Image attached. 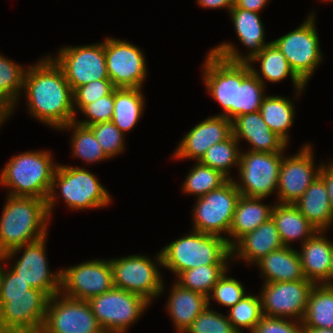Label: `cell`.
<instances>
[{
    "label": "cell",
    "mask_w": 333,
    "mask_h": 333,
    "mask_svg": "<svg viewBox=\"0 0 333 333\" xmlns=\"http://www.w3.org/2000/svg\"><path fill=\"white\" fill-rule=\"evenodd\" d=\"M24 88L29 112L37 119L58 129L75 121L73 91L53 58L29 66Z\"/></svg>",
    "instance_id": "obj_1"
},
{
    "label": "cell",
    "mask_w": 333,
    "mask_h": 333,
    "mask_svg": "<svg viewBox=\"0 0 333 333\" xmlns=\"http://www.w3.org/2000/svg\"><path fill=\"white\" fill-rule=\"evenodd\" d=\"M49 217L45 199L9 195L0 219V253L9 259L46 237Z\"/></svg>",
    "instance_id": "obj_2"
},
{
    "label": "cell",
    "mask_w": 333,
    "mask_h": 333,
    "mask_svg": "<svg viewBox=\"0 0 333 333\" xmlns=\"http://www.w3.org/2000/svg\"><path fill=\"white\" fill-rule=\"evenodd\" d=\"M232 241L193 230L192 234L163 248L157 255V261L177 276L183 271L202 265H226L225 261L232 255L231 247L236 244Z\"/></svg>",
    "instance_id": "obj_3"
},
{
    "label": "cell",
    "mask_w": 333,
    "mask_h": 333,
    "mask_svg": "<svg viewBox=\"0 0 333 333\" xmlns=\"http://www.w3.org/2000/svg\"><path fill=\"white\" fill-rule=\"evenodd\" d=\"M51 159L45 151L13 156L0 175V183L13 189L9 195L47 200L57 168Z\"/></svg>",
    "instance_id": "obj_4"
},
{
    "label": "cell",
    "mask_w": 333,
    "mask_h": 333,
    "mask_svg": "<svg viewBox=\"0 0 333 333\" xmlns=\"http://www.w3.org/2000/svg\"><path fill=\"white\" fill-rule=\"evenodd\" d=\"M57 181V182H56ZM59 187L61 194L70 208L87 209L106 206L110 201L107 190L98 179L84 168L57 165L52 179V186L46 200L50 216L54 206L55 187Z\"/></svg>",
    "instance_id": "obj_5"
},
{
    "label": "cell",
    "mask_w": 333,
    "mask_h": 333,
    "mask_svg": "<svg viewBox=\"0 0 333 333\" xmlns=\"http://www.w3.org/2000/svg\"><path fill=\"white\" fill-rule=\"evenodd\" d=\"M49 299L36 288L29 294L0 295V333H40Z\"/></svg>",
    "instance_id": "obj_6"
},
{
    "label": "cell",
    "mask_w": 333,
    "mask_h": 333,
    "mask_svg": "<svg viewBox=\"0 0 333 333\" xmlns=\"http://www.w3.org/2000/svg\"><path fill=\"white\" fill-rule=\"evenodd\" d=\"M88 302L105 333H124L150 303L141 295L115 287Z\"/></svg>",
    "instance_id": "obj_7"
},
{
    "label": "cell",
    "mask_w": 333,
    "mask_h": 333,
    "mask_svg": "<svg viewBox=\"0 0 333 333\" xmlns=\"http://www.w3.org/2000/svg\"><path fill=\"white\" fill-rule=\"evenodd\" d=\"M240 196L231 178L221 187L199 197L193 215L194 231L217 236L222 231L229 234Z\"/></svg>",
    "instance_id": "obj_8"
},
{
    "label": "cell",
    "mask_w": 333,
    "mask_h": 333,
    "mask_svg": "<svg viewBox=\"0 0 333 333\" xmlns=\"http://www.w3.org/2000/svg\"><path fill=\"white\" fill-rule=\"evenodd\" d=\"M282 154L255 151L240 154L239 175L243 183L235 184L241 195L265 198L272 194L278 186Z\"/></svg>",
    "instance_id": "obj_9"
},
{
    "label": "cell",
    "mask_w": 333,
    "mask_h": 333,
    "mask_svg": "<svg viewBox=\"0 0 333 333\" xmlns=\"http://www.w3.org/2000/svg\"><path fill=\"white\" fill-rule=\"evenodd\" d=\"M59 296L60 293L50 297L40 333H105L88 301L62 295L58 302Z\"/></svg>",
    "instance_id": "obj_10"
},
{
    "label": "cell",
    "mask_w": 333,
    "mask_h": 333,
    "mask_svg": "<svg viewBox=\"0 0 333 333\" xmlns=\"http://www.w3.org/2000/svg\"><path fill=\"white\" fill-rule=\"evenodd\" d=\"M313 17L309 16L299 28L272 41L305 84L322 58Z\"/></svg>",
    "instance_id": "obj_11"
},
{
    "label": "cell",
    "mask_w": 333,
    "mask_h": 333,
    "mask_svg": "<svg viewBox=\"0 0 333 333\" xmlns=\"http://www.w3.org/2000/svg\"><path fill=\"white\" fill-rule=\"evenodd\" d=\"M62 69L72 91L95 80L109 79L102 44L63 48L53 59Z\"/></svg>",
    "instance_id": "obj_12"
},
{
    "label": "cell",
    "mask_w": 333,
    "mask_h": 333,
    "mask_svg": "<svg viewBox=\"0 0 333 333\" xmlns=\"http://www.w3.org/2000/svg\"><path fill=\"white\" fill-rule=\"evenodd\" d=\"M151 261L140 255L111 259L114 287L141 295L150 302L163 290L157 266Z\"/></svg>",
    "instance_id": "obj_13"
},
{
    "label": "cell",
    "mask_w": 333,
    "mask_h": 333,
    "mask_svg": "<svg viewBox=\"0 0 333 333\" xmlns=\"http://www.w3.org/2000/svg\"><path fill=\"white\" fill-rule=\"evenodd\" d=\"M60 272L61 289L66 290L62 295L71 299L88 301L114 287L109 260L88 261Z\"/></svg>",
    "instance_id": "obj_14"
},
{
    "label": "cell",
    "mask_w": 333,
    "mask_h": 333,
    "mask_svg": "<svg viewBox=\"0 0 333 333\" xmlns=\"http://www.w3.org/2000/svg\"><path fill=\"white\" fill-rule=\"evenodd\" d=\"M144 58L140 49L128 42L105 40L107 72L116 88H141L147 70Z\"/></svg>",
    "instance_id": "obj_15"
},
{
    "label": "cell",
    "mask_w": 333,
    "mask_h": 333,
    "mask_svg": "<svg viewBox=\"0 0 333 333\" xmlns=\"http://www.w3.org/2000/svg\"><path fill=\"white\" fill-rule=\"evenodd\" d=\"M313 286L307 279L265 283L260 297L263 315L278 318L298 316L302 321Z\"/></svg>",
    "instance_id": "obj_16"
},
{
    "label": "cell",
    "mask_w": 333,
    "mask_h": 333,
    "mask_svg": "<svg viewBox=\"0 0 333 333\" xmlns=\"http://www.w3.org/2000/svg\"><path fill=\"white\" fill-rule=\"evenodd\" d=\"M312 156L311 147L306 145L299 154L283 158L277 186L281 203L295 204L319 176L320 168L313 170Z\"/></svg>",
    "instance_id": "obj_17"
},
{
    "label": "cell",
    "mask_w": 333,
    "mask_h": 333,
    "mask_svg": "<svg viewBox=\"0 0 333 333\" xmlns=\"http://www.w3.org/2000/svg\"><path fill=\"white\" fill-rule=\"evenodd\" d=\"M230 12L239 40L252 50L248 53L249 55L247 57H243L236 51L232 44L223 43L210 52L229 62L249 63L251 59L258 55L264 47L270 43H264V29L258 12L244 10L238 7H232Z\"/></svg>",
    "instance_id": "obj_18"
},
{
    "label": "cell",
    "mask_w": 333,
    "mask_h": 333,
    "mask_svg": "<svg viewBox=\"0 0 333 333\" xmlns=\"http://www.w3.org/2000/svg\"><path fill=\"white\" fill-rule=\"evenodd\" d=\"M45 239L25 244L20 260L11 268L24 282L32 288L45 292L49 297L61 291V272L51 273L45 257Z\"/></svg>",
    "instance_id": "obj_19"
},
{
    "label": "cell",
    "mask_w": 333,
    "mask_h": 333,
    "mask_svg": "<svg viewBox=\"0 0 333 333\" xmlns=\"http://www.w3.org/2000/svg\"><path fill=\"white\" fill-rule=\"evenodd\" d=\"M204 64V81L212 97L224 108L220 114L232 121L236 118L237 63L229 62L211 52Z\"/></svg>",
    "instance_id": "obj_20"
},
{
    "label": "cell",
    "mask_w": 333,
    "mask_h": 333,
    "mask_svg": "<svg viewBox=\"0 0 333 333\" xmlns=\"http://www.w3.org/2000/svg\"><path fill=\"white\" fill-rule=\"evenodd\" d=\"M232 134V121L223 115L210 117L196 125L176 149L177 158H195L199 161L212 145L226 140Z\"/></svg>",
    "instance_id": "obj_21"
},
{
    "label": "cell",
    "mask_w": 333,
    "mask_h": 333,
    "mask_svg": "<svg viewBox=\"0 0 333 333\" xmlns=\"http://www.w3.org/2000/svg\"><path fill=\"white\" fill-rule=\"evenodd\" d=\"M232 134L238 141L246 139L255 152H283L287 142L277 133L270 130L263 120L260 111L243 114L232 119Z\"/></svg>",
    "instance_id": "obj_22"
},
{
    "label": "cell",
    "mask_w": 333,
    "mask_h": 333,
    "mask_svg": "<svg viewBox=\"0 0 333 333\" xmlns=\"http://www.w3.org/2000/svg\"><path fill=\"white\" fill-rule=\"evenodd\" d=\"M235 242L238 247H236L237 244L231 247V254L233 255L235 251L239 252L238 257H242L247 262H258L270 252L284 246L272 217Z\"/></svg>",
    "instance_id": "obj_23"
},
{
    "label": "cell",
    "mask_w": 333,
    "mask_h": 333,
    "mask_svg": "<svg viewBox=\"0 0 333 333\" xmlns=\"http://www.w3.org/2000/svg\"><path fill=\"white\" fill-rule=\"evenodd\" d=\"M321 233L318 231L306 240L302 244V251L298 252L305 278L314 285L327 279L333 254V243L322 237Z\"/></svg>",
    "instance_id": "obj_24"
},
{
    "label": "cell",
    "mask_w": 333,
    "mask_h": 333,
    "mask_svg": "<svg viewBox=\"0 0 333 333\" xmlns=\"http://www.w3.org/2000/svg\"><path fill=\"white\" fill-rule=\"evenodd\" d=\"M257 265L261 268L265 278L267 277L265 283L306 279L299 253L291 247L283 246L270 252L261 258Z\"/></svg>",
    "instance_id": "obj_25"
},
{
    "label": "cell",
    "mask_w": 333,
    "mask_h": 333,
    "mask_svg": "<svg viewBox=\"0 0 333 333\" xmlns=\"http://www.w3.org/2000/svg\"><path fill=\"white\" fill-rule=\"evenodd\" d=\"M295 205L318 231L323 232L333 221L327 187L320 176L309 186Z\"/></svg>",
    "instance_id": "obj_26"
},
{
    "label": "cell",
    "mask_w": 333,
    "mask_h": 333,
    "mask_svg": "<svg viewBox=\"0 0 333 333\" xmlns=\"http://www.w3.org/2000/svg\"><path fill=\"white\" fill-rule=\"evenodd\" d=\"M167 304L168 311L181 333L208 306V297L175 283Z\"/></svg>",
    "instance_id": "obj_27"
},
{
    "label": "cell",
    "mask_w": 333,
    "mask_h": 333,
    "mask_svg": "<svg viewBox=\"0 0 333 333\" xmlns=\"http://www.w3.org/2000/svg\"><path fill=\"white\" fill-rule=\"evenodd\" d=\"M272 219L277 226L281 242L286 247H289V241L303 237L305 242L318 232L295 204L276 203L273 206Z\"/></svg>",
    "instance_id": "obj_28"
},
{
    "label": "cell",
    "mask_w": 333,
    "mask_h": 333,
    "mask_svg": "<svg viewBox=\"0 0 333 333\" xmlns=\"http://www.w3.org/2000/svg\"><path fill=\"white\" fill-rule=\"evenodd\" d=\"M249 63H237L236 117L260 111L264 82Z\"/></svg>",
    "instance_id": "obj_29"
},
{
    "label": "cell",
    "mask_w": 333,
    "mask_h": 333,
    "mask_svg": "<svg viewBox=\"0 0 333 333\" xmlns=\"http://www.w3.org/2000/svg\"><path fill=\"white\" fill-rule=\"evenodd\" d=\"M264 198L247 197L241 195L233 215L229 235L239 240L247 233L258 228L263 222L272 217V207L260 204Z\"/></svg>",
    "instance_id": "obj_30"
},
{
    "label": "cell",
    "mask_w": 333,
    "mask_h": 333,
    "mask_svg": "<svg viewBox=\"0 0 333 333\" xmlns=\"http://www.w3.org/2000/svg\"><path fill=\"white\" fill-rule=\"evenodd\" d=\"M319 285L310 290L302 327L333 329V288Z\"/></svg>",
    "instance_id": "obj_31"
},
{
    "label": "cell",
    "mask_w": 333,
    "mask_h": 333,
    "mask_svg": "<svg viewBox=\"0 0 333 333\" xmlns=\"http://www.w3.org/2000/svg\"><path fill=\"white\" fill-rule=\"evenodd\" d=\"M140 88H116L112 122L124 133L131 130L140 118L144 98Z\"/></svg>",
    "instance_id": "obj_32"
},
{
    "label": "cell",
    "mask_w": 333,
    "mask_h": 333,
    "mask_svg": "<svg viewBox=\"0 0 333 333\" xmlns=\"http://www.w3.org/2000/svg\"><path fill=\"white\" fill-rule=\"evenodd\" d=\"M259 60L261 61V73L266 80L277 82L289 75L295 87H297V91L305 87V83L295 74L285 55L273 42L266 45L249 63Z\"/></svg>",
    "instance_id": "obj_33"
},
{
    "label": "cell",
    "mask_w": 333,
    "mask_h": 333,
    "mask_svg": "<svg viewBox=\"0 0 333 333\" xmlns=\"http://www.w3.org/2000/svg\"><path fill=\"white\" fill-rule=\"evenodd\" d=\"M292 102L281 96H265L260 113L271 131L277 133L286 142L287 130L293 124L294 110Z\"/></svg>",
    "instance_id": "obj_34"
},
{
    "label": "cell",
    "mask_w": 333,
    "mask_h": 333,
    "mask_svg": "<svg viewBox=\"0 0 333 333\" xmlns=\"http://www.w3.org/2000/svg\"><path fill=\"white\" fill-rule=\"evenodd\" d=\"M226 265H202L181 272L178 284L209 297L212 288L226 273Z\"/></svg>",
    "instance_id": "obj_35"
},
{
    "label": "cell",
    "mask_w": 333,
    "mask_h": 333,
    "mask_svg": "<svg viewBox=\"0 0 333 333\" xmlns=\"http://www.w3.org/2000/svg\"><path fill=\"white\" fill-rule=\"evenodd\" d=\"M197 163L194 169H191L183 184L184 192L196 194L199 198L221 187L231 179V177H226L216 169L203 165L199 161Z\"/></svg>",
    "instance_id": "obj_36"
},
{
    "label": "cell",
    "mask_w": 333,
    "mask_h": 333,
    "mask_svg": "<svg viewBox=\"0 0 333 333\" xmlns=\"http://www.w3.org/2000/svg\"><path fill=\"white\" fill-rule=\"evenodd\" d=\"M237 145L238 141L231 134L226 140L214 144L207 149L199 162L222 172L228 177V168L240 162V153L236 147Z\"/></svg>",
    "instance_id": "obj_37"
},
{
    "label": "cell",
    "mask_w": 333,
    "mask_h": 333,
    "mask_svg": "<svg viewBox=\"0 0 333 333\" xmlns=\"http://www.w3.org/2000/svg\"><path fill=\"white\" fill-rule=\"evenodd\" d=\"M75 126L72 138L73 153L77 157H81L87 162H96L108 158L99 145L93 131L83 125H76V121L61 127L60 129Z\"/></svg>",
    "instance_id": "obj_38"
},
{
    "label": "cell",
    "mask_w": 333,
    "mask_h": 333,
    "mask_svg": "<svg viewBox=\"0 0 333 333\" xmlns=\"http://www.w3.org/2000/svg\"><path fill=\"white\" fill-rule=\"evenodd\" d=\"M262 316L261 298L245 295L237 304L230 307L228 320L238 333H241L239 327L250 328L252 332Z\"/></svg>",
    "instance_id": "obj_39"
},
{
    "label": "cell",
    "mask_w": 333,
    "mask_h": 333,
    "mask_svg": "<svg viewBox=\"0 0 333 333\" xmlns=\"http://www.w3.org/2000/svg\"><path fill=\"white\" fill-rule=\"evenodd\" d=\"M26 70L0 55V93L14 106Z\"/></svg>",
    "instance_id": "obj_40"
},
{
    "label": "cell",
    "mask_w": 333,
    "mask_h": 333,
    "mask_svg": "<svg viewBox=\"0 0 333 333\" xmlns=\"http://www.w3.org/2000/svg\"><path fill=\"white\" fill-rule=\"evenodd\" d=\"M207 306L185 330V333H238L228 317Z\"/></svg>",
    "instance_id": "obj_41"
},
{
    "label": "cell",
    "mask_w": 333,
    "mask_h": 333,
    "mask_svg": "<svg viewBox=\"0 0 333 333\" xmlns=\"http://www.w3.org/2000/svg\"><path fill=\"white\" fill-rule=\"evenodd\" d=\"M88 127L93 131L96 140L108 158L123 150L124 133L112 121L98 122Z\"/></svg>",
    "instance_id": "obj_42"
},
{
    "label": "cell",
    "mask_w": 333,
    "mask_h": 333,
    "mask_svg": "<svg viewBox=\"0 0 333 333\" xmlns=\"http://www.w3.org/2000/svg\"><path fill=\"white\" fill-rule=\"evenodd\" d=\"M211 292L213 294L210 293L208 297V306L211 297L213 300H217L218 303L230 308L245 296L243 285L233 278L226 277L225 273L214 285Z\"/></svg>",
    "instance_id": "obj_43"
},
{
    "label": "cell",
    "mask_w": 333,
    "mask_h": 333,
    "mask_svg": "<svg viewBox=\"0 0 333 333\" xmlns=\"http://www.w3.org/2000/svg\"><path fill=\"white\" fill-rule=\"evenodd\" d=\"M116 87L110 79H101L90 82L76 88L73 91V101L82 110L86 105L93 103L99 98L111 94Z\"/></svg>",
    "instance_id": "obj_44"
},
{
    "label": "cell",
    "mask_w": 333,
    "mask_h": 333,
    "mask_svg": "<svg viewBox=\"0 0 333 333\" xmlns=\"http://www.w3.org/2000/svg\"><path fill=\"white\" fill-rule=\"evenodd\" d=\"M113 109L114 91L86 105L81 111L87 115L89 120L79 121L76 124L88 127L98 122L112 121Z\"/></svg>",
    "instance_id": "obj_45"
},
{
    "label": "cell",
    "mask_w": 333,
    "mask_h": 333,
    "mask_svg": "<svg viewBox=\"0 0 333 333\" xmlns=\"http://www.w3.org/2000/svg\"><path fill=\"white\" fill-rule=\"evenodd\" d=\"M289 322L278 317H269L263 315L261 320L254 327L252 333H302L303 327L297 326V323Z\"/></svg>",
    "instance_id": "obj_46"
},
{
    "label": "cell",
    "mask_w": 333,
    "mask_h": 333,
    "mask_svg": "<svg viewBox=\"0 0 333 333\" xmlns=\"http://www.w3.org/2000/svg\"><path fill=\"white\" fill-rule=\"evenodd\" d=\"M31 288L27 282L19 278V275L10 270L7 273L4 272L0 295L29 294Z\"/></svg>",
    "instance_id": "obj_47"
},
{
    "label": "cell",
    "mask_w": 333,
    "mask_h": 333,
    "mask_svg": "<svg viewBox=\"0 0 333 333\" xmlns=\"http://www.w3.org/2000/svg\"><path fill=\"white\" fill-rule=\"evenodd\" d=\"M319 176L324 180L327 187L329 203L333 211V162L331 165H328V167L321 165Z\"/></svg>",
    "instance_id": "obj_48"
},
{
    "label": "cell",
    "mask_w": 333,
    "mask_h": 333,
    "mask_svg": "<svg viewBox=\"0 0 333 333\" xmlns=\"http://www.w3.org/2000/svg\"><path fill=\"white\" fill-rule=\"evenodd\" d=\"M268 0H234V6L244 10L259 12Z\"/></svg>",
    "instance_id": "obj_49"
},
{
    "label": "cell",
    "mask_w": 333,
    "mask_h": 333,
    "mask_svg": "<svg viewBox=\"0 0 333 333\" xmlns=\"http://www.w3.org/2000/svg\"><path fill=\"white\" fill-rule=\"evenodd\" d=\"M198 4L208 8L227 7L230 10L234 6V0H198Z\"/></svg>",
    "instance_id": "obj_50"
},
{
    "label": "cell",
    "mask_w": 333,
    "mask_h": 333,
    "mask_svg": "<svg viewBox=\"0 0 333 333\" xmlns=\"http://www.w3.org/2000/svg\"><path fill=\"white\" fill-rule=\"evenodd\" d=\"M14 106L0 93V124L11 114Z\"/></svg>",
    "instance_id": "obj_51"
},
{
    "label": "cell",
    "mask_w": 333,
    "mask_h": 333,
    "mask_svg": "<svg viewBox=\"0 0 333 333\" xmlns=\"http://www.w3.org/2000/svg\"><path fill=\"white\" fill-rule=\"evenodd\" d=\"M302 333H333L330 328H303Z\"/></svg>",
    "instance_id": "obj_52"
},
{
    "label": "cell",
    "mask_w": 333,
    "mask_h": 333,
    "mask_svg": "<svg viewBox=\"0 0 333 333\" xmlns=\"http://www.w3.org/2000/svg\"><path fill=\"white\" fill-rule=\"evenodd\" d=\"M332 278H333V254H332V259H331V264H330V269H329V272H328L327 279L321 285L333 288V284L330 282V280Z\"/></svg>",
    "instance_id": "obj_53"
},
{
    "label": "cell",
    "mask_w": 333,
    "mask_h": 333,
    "mask_svg": "<svg viewBox=\"0 0 333 333\" xmlns=\"http://www.w3.org/2000/svg\"><path fill=\"white\" fill-rule=\"evenodd\" d=\"M1 259H2V260L6 259L4 253H0V260H1ZM3 275H4V270H3V269L1 268V266H0V288H1V285H2Z\"/></svg>",
    "instance_id": "obj_54"
}]
</instances>
